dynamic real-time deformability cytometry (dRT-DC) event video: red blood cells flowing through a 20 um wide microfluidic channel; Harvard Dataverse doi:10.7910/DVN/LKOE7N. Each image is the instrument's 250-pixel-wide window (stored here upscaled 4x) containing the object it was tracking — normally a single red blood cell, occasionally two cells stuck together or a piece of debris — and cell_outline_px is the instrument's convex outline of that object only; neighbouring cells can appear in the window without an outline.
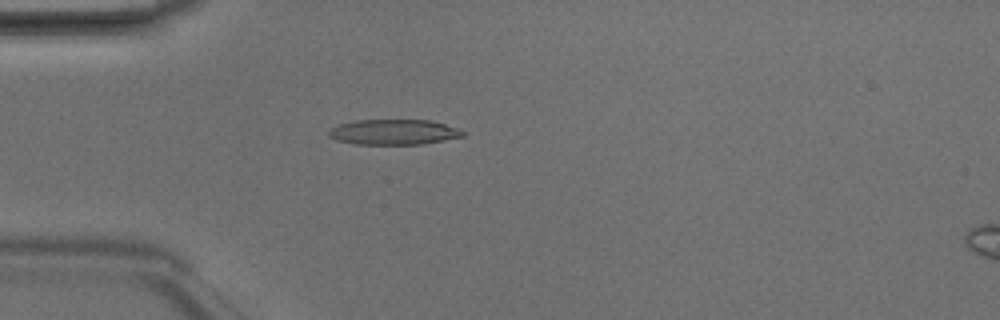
{"species": "Egyptian fruit bat (a non-hibernating species)", "species_latin": "Rousettus aegyptiacus", "temperature_condition": "room temperature", "stored_images_in_passage": 5, "camera_frame_rate_fps": 3000, "um_per_image_px": 0.085, "animal": {"sex": "male"}, "frame": {"image": 1, "passage_image": 4, "time_ms": 1.0, "image_size_px": [1000, 320], "cell_outline_px": [[464, 136], [424, 144], [356, 144], [336, 140], [328, 136], [328, 132], [336, 124], [356, 120], [432, 120], [460, 128], [464, 132]], "centroid_in_image_um": [33.47, 11.22], "position_along_channel_um": 51.5, "area_um2": 19.94}}